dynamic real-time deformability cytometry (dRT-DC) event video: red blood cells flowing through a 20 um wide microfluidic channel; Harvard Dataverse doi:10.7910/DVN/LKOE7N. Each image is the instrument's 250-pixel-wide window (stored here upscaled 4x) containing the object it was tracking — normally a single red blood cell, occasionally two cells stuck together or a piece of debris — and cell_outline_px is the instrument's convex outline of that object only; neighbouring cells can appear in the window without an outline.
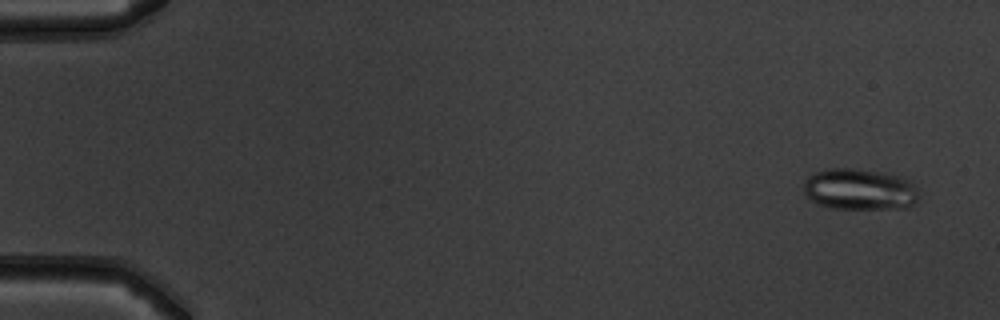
{"species": "common noctule bat (a hibernating species)", "species_latin": "Nyctalus noctula", "temperature_condition": "warm", "stored_images_in_passage": 53, "camera_frame_rate_fps": 3000, "um_per_image_px": 0.085, "animal": {"sex": "male", "body_mass_g": 19.5, "forearm_length_mm": 54.6}, "frame": {"image": 1, "passage_image": 3, "time_ms": 0.667, "image_size_px": [1000, 320], "cell_outline_px": [[920, 196], [916, 204], [904, 208], [832, 208], [820, 204], [804, 196], [804, 180], [808, 176], [816, 172], [828, 168], [856, 168], [884, 172], [900, 176], [912, 180]], "centroid_in_image_um": [73.1, 16.08], "position_along_channel_um": 11.9, "area_um2": 28.09}}
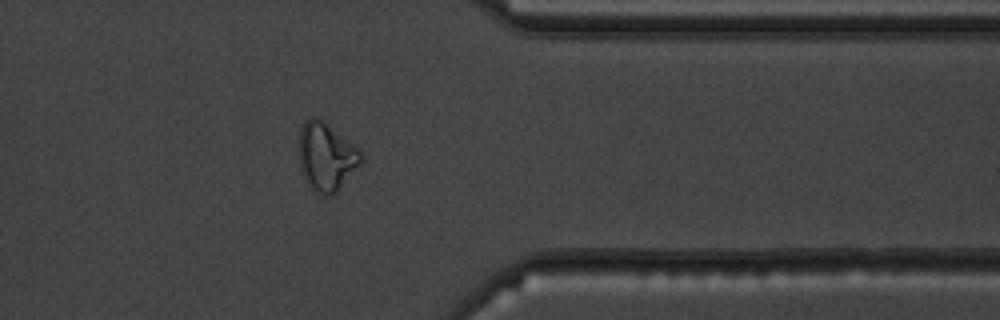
{"frame": {"image": 2, "passage_image": 43, "time_ms": 14.0, "image_size_px": [1000, 320], "cell_outline_px": [[360, 164], [336, 192], [332, 196], [320, 196], [308, 184], [304, 176], [300, 164], [300, 128], [304, 120], [312, 116], [320, 116], [352, 144], [360, 152]], "centroid_in_image_um": [27.7, 13.29], "position_along_channel_um": 383.7, "area_um2": 24.33}}
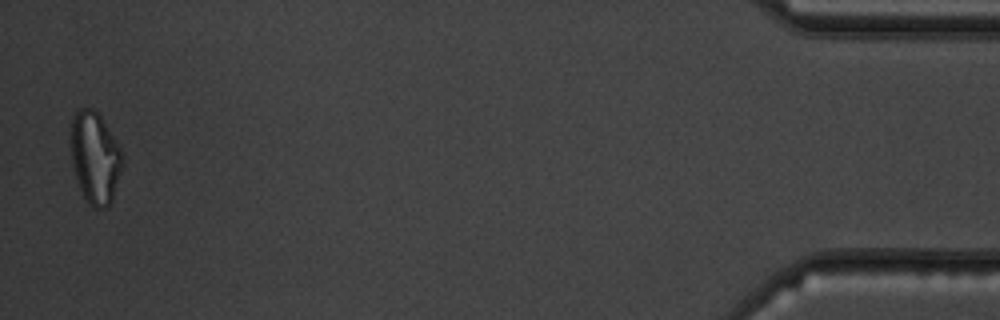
{"frame": {"image": 3, "passage_image": 52, "time_ms": 17.0, "image_size_px": [1000, 320], "cell_outline_px": [[124, 164], [112, 200], [108, 208], [92, 208], [84, 196], [80, 188], [72, 164], [68, 128], [76, 112], [80, 108], [92, 108], [100, 116], [120, 148], [124, 160]], "centroid_in_image_um": [8.06, 13.4], "position_along_channel_um": 427.1, "area_um2": 27.86}, "authors_computed_cell_mechanics": {"area_um2": 25.3164, "velocity_mm_per_s": 3.91, "shape_relaxation_time_tau1_ms": null, "shape_relaxation_time_tau2_ms": 2.463, "deformation_change_tau1": null, "deformation_change_tau2": 0.0928}}